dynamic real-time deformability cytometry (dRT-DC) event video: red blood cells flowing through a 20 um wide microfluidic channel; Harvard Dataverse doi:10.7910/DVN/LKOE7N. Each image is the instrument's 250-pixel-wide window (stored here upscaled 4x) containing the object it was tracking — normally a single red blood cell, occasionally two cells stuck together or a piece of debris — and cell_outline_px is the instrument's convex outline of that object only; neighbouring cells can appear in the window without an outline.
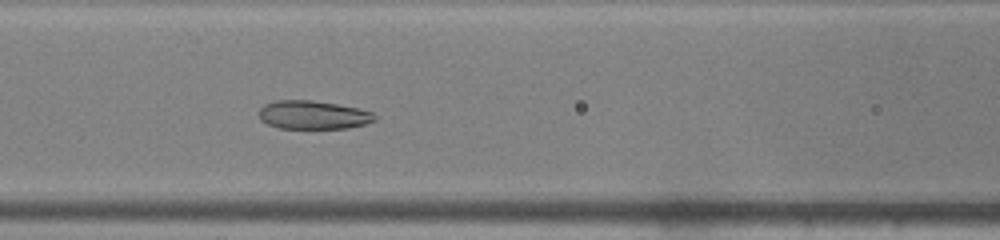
{"species": "common noctule bat (a hibernating species)", "species_latin": "Nyctalus noctula", "temperature_condition": "warm", "stored_images_in_passage": 45, "camera_frame_rate_fps": 3000, "um_per_image_px": 0.085, "animal": {"sex": "male", "body_mass_g": 19.0, "forearm_length_mm": 50.8}, "frame": {"image": 1, "passage_image": 18, "time_ms": 5.667, "image_size_px": [1000, 240], "cell_outline_px": [[376, 120], [364, 124], [348, 128], [280, 128], [268, 124], [260, 120], [260, 108], [264, 104], [276, 100], [312, 100], [336, 104], [356, 108], [372, 112], [376, 116]], "centroid_in_image_um": [26.6, 9.76], "position_along_channel_um": 140.0, "area_um2": 19.07}}
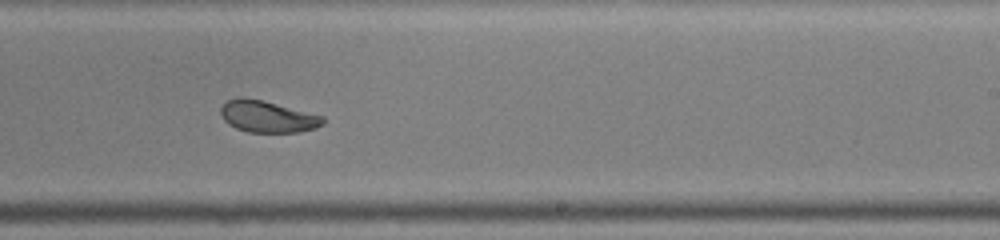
{"frame": {"image": 2, "passage_image": 27, "time_ms": 8.667, "image_size_px": [1000, 240], "cell_outline_px": [[324, 124], [316, 128], [300, 132], [248, 132], [236, 128], [228, 124], [224, 120], [220, 112], [220, 108], [228, 100], [236, 96], [244, 96], [264, 100], [324, 116]], "centroid_in_image_um": [22.73, 9.89], "position_along_channel_um": 266.3, "area_um2": 19.13}}
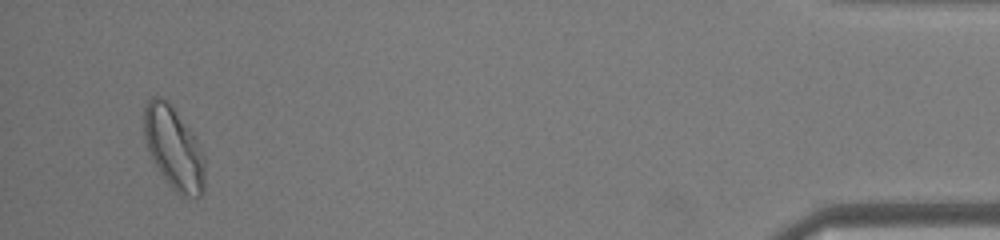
{"frame": {"image": 3, "passage_image": 43, "time_ms": 14.0, "image_size_px": [1000, 240], "cell_outline_px": [[204, 192], [200, 196], [180, 196], [168, 184], [152, 160], [144, 144], [144, 108], [148, 100], [152, 96], [160, 96], [168, 100], [196, 136], [204, 152]], "centroid_in_image_um": [14.77, 12.56], "position_along_channel_um": 420.4, "area_um2": 29.82}, "authors_computed_cell_mechanics": {"area_um2": 22.1374, "velocity_mm_per_s": 4.2269, "shape_relaxation_time_tau1_ms": 4.2247, "shape_relaxation_time_tau2_ms": 1.3568, "deformation_change_tau1": 0.1285, "deformation_change_tau2": 0.0575}}